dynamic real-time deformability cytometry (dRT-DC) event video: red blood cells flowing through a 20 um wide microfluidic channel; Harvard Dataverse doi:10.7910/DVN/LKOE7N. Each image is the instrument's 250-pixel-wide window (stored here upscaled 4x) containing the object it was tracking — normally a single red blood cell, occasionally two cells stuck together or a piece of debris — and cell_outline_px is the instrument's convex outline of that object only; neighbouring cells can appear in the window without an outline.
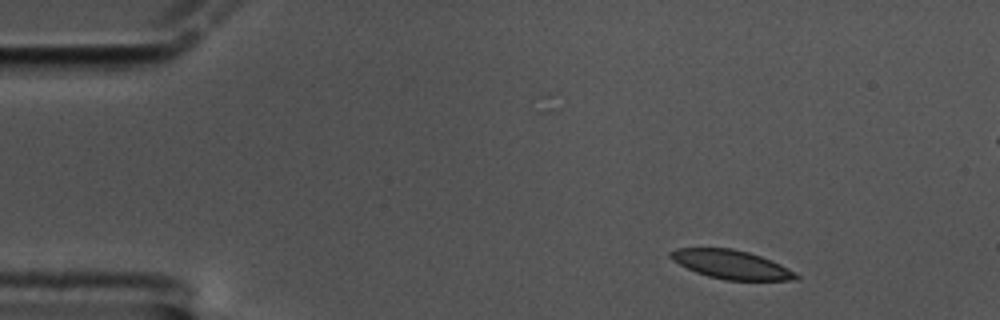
{"species": "common noctule bat (a hibernating species)", "species_latin": "Nyctalus noctula", "temperature_condition": "cold", "stored_images_in_passage": 53, "segment_of_instrument_passage": [1, 2], "camera_frame_rate_fps": 3000, "um_per_image_px": 0.085, "animal": {"sex": "male", "body_mass_g": 17.5, "forearm_length_mm": 52.3}, "frame": {"image": 1, "passage_image": 1, "time_ms": 0.0, "image_size_px": [1000, 320], "cell_outline_px": [[800, 276], [796, 280], [724, 280], [708, 276], [696, 272], [680, 264], [668, 256], [668, 252], [676, 248], [732, 248], [748, 252], [772, 260], [796, 272]], "centroid_in_image_um": [62.17, 22.48], "position_along_channel_um": 22.8, "area_um2": 20.98}}
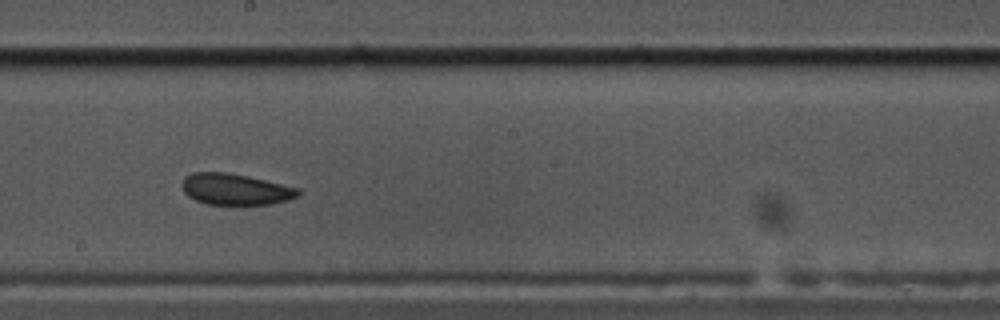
{"frame": {"image": 2, "passage_image": 26, "time_ms": 8.333, "image_size_px": [1000, 320], "cell_outline_px": [[300, 196], [288, 200], [272, 204], [208, 204], [196, 200], [188, 196], [184, 192], [180, 184], [184, 176], [192, 172], [228, 172], [248, 176], [300, 188]], "centroid_in_image_um": [20.0, 16.07], "position_along_channel_um": 228.2, "area_um2": 21.33}}
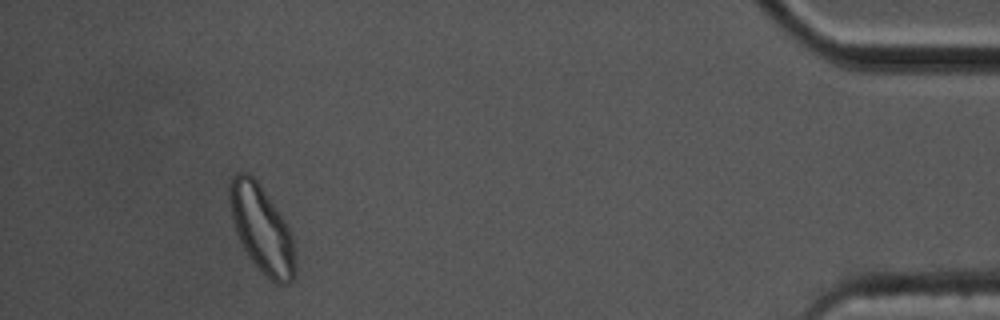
{"frame": {"image": 3, "passage_image": 48, "time_ms": 15.667, "image_size_px": [1000, 320], "cell_outline_px": [[296, 268], [292, 280], [288, 284], [276, 284], [248, 256], [236, 232], [232, 220], [228, 200], [228, 184], [232, 176], [236, 172], [248, 172], [260, 184], [284, 220], [292, 236], [296, 264]], "centroid_in_image_um": [22.22, 19.42], "position_along_channel_um": 413.0, "area_um2": 33.06}}